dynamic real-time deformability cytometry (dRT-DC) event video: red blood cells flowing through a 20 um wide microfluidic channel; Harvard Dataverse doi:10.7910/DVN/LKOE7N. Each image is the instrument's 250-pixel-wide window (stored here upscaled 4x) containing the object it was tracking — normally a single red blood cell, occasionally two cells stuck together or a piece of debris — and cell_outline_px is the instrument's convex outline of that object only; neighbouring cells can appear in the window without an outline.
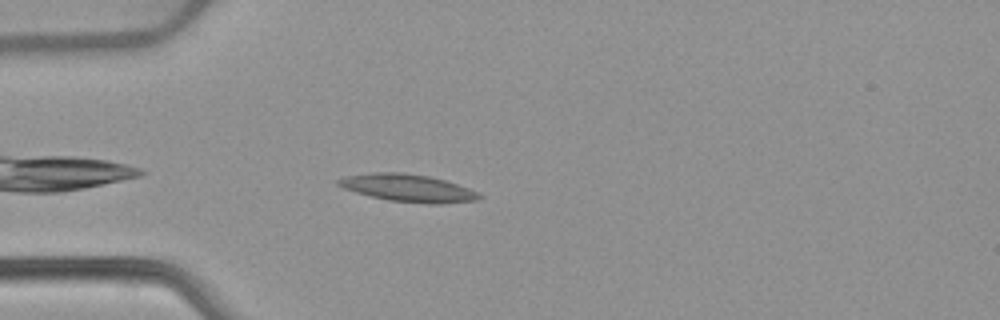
{"species": "common noctule bat (a hibernating species)", "species_latin": "Nyctalus noctula", "temperature_condition": "warm", "stored_images_in_passage": 4, "camera_frame_rate_fps": 3000, "um_per_image_px": 0.085, "animal": {"sex": "female", "body_mass_g": 22.7, "forearm_length_mm": 54.2}, "frame": {"image": 1, "passage_image": 4, "time_ms": 3.667, "image_size_px": [1000, 320], "cell_outline_px": [[484, 196], [476, 200], [440, 204], [432, 204], [388, 200], [356, 192], [344, 188], [336, 184], [336, 180], [344, 176], [372, 172], [400, 172], [428, 176], [444, 180], [480, 192]], "centroid_in_image_um": [34.68, 15.97], "position_along_channel_um": 50.3, "area_um2": 22.48}}